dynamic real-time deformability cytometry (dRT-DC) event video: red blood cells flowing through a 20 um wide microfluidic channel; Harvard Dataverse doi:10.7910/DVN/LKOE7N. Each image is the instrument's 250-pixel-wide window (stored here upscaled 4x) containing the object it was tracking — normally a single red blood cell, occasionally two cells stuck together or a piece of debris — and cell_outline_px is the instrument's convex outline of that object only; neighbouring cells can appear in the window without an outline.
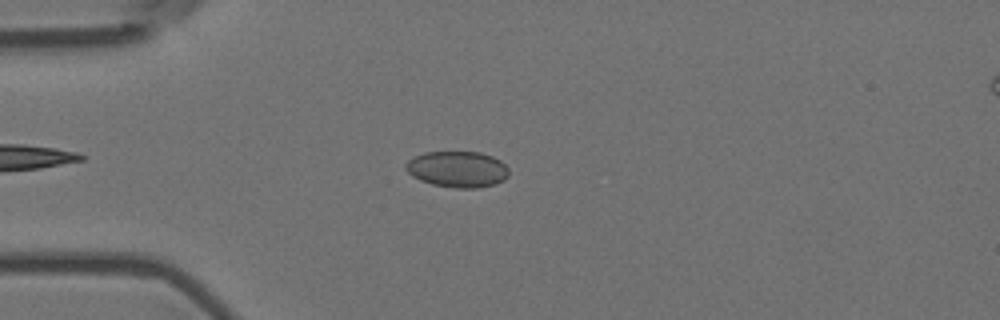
{"species": "Egyptian fruit bat (a non-hibernating species)", "species_latin": "Rousettus aegyptiacus", "temperature_condition": "room temperature", "stored_images_in_passage": 7, "camera_frame_rate_fps": 3000, "um_per_image_px": 0.085, "animal": {"sex": "female"}, "frame": {"image": 1, "passage_image": 4, "time_ms": 1.0, "image_size_px": [1000, 320], "cell_outline_px": [[508, 176], [504, 180], [496, 184], [480, 188], [456, 188], [432, 184], [420, 180], [412, 176], [404, 168], [404, 164], [408, 160], [424, 152], [480, 152], [492, 156], [500, 160], [508, 168]], "centroid_in_image_um": [38.89, 14.39], "position_along_channel_um": 46.1, "area_um2": 21.85}}
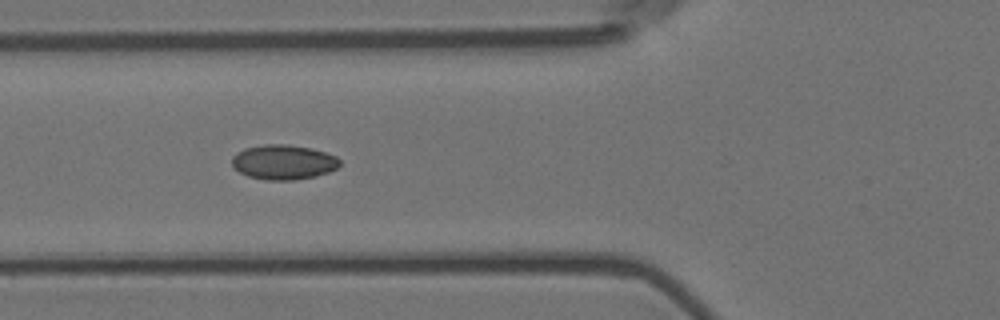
{"frame": {"image": 2, "passage_image": 6, "time_ms": 1.667, "image_size_px": [1000, 320], "cell_outline_px": [[340, 164], [336, 168], [328, 172], [316, 176], [296, 180], [264, 180], [248, 176], [240, 172], [232, 164], [232, 156], [236, 152], [244, 148], [264, 144], [288, 144], [312, 148], [336, 156], [340, 160]], "centroid_in_image_um": [24.09, 13.77], "position_along_channel_um": 101.7, "area_um2": 21.96}}